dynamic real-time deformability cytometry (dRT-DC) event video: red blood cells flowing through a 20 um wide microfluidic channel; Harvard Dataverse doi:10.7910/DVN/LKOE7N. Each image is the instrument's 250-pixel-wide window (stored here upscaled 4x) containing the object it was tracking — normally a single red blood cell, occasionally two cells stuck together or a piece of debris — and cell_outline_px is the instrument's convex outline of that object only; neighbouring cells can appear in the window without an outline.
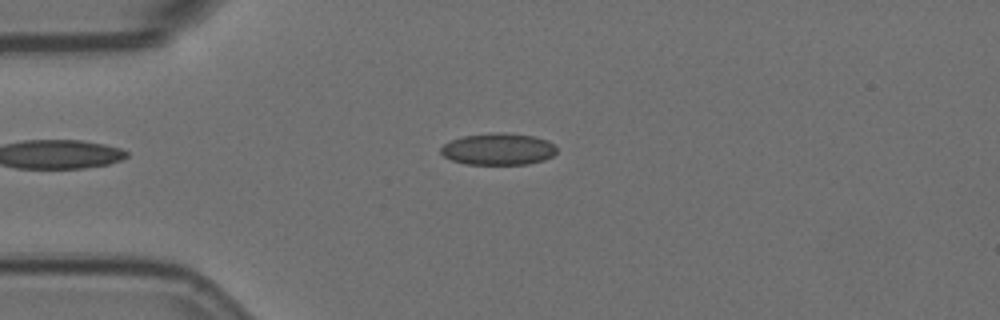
{"species": "Egyptian fruit bat (a non-hibernating species)", "species_latin": "Rousettus aegyptiacus", "temperature_condition": "room temperature", "stored_images_in_passage": 5, "camera_frame_rate_fps": 3000, "um_per_image_px": 0.085, "animal": {"sex": "female"}, "frame": {"image": 1, "passage_image": 2, "time_ms": 0.333, "image_size_px": [1000, 320], "cell_outline_px": [[556, 152], [552, 156], [544, 160], [528, 164], [464, 164], [452, 160], [444, 156], [440, 152], [440, 148], [444, 144], [452, 140], [464, 136], [532, 136], [548, 140], [556, 144]], "centroid_in_image_um": [42.37, 12.74], "position_along_channel_um": 42.6, "area_um2": 20.4}}
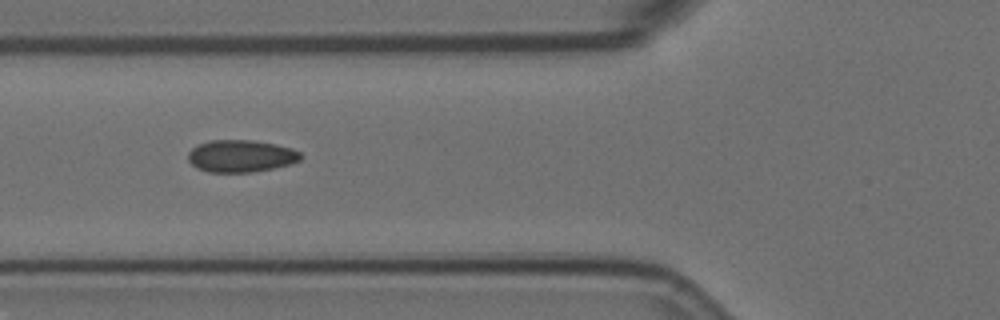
{"frame": {"image": 2, "passage_image": 4, "time_ms": 1.0, "image_size_px": [1000, 320], "cell_outline_px": [[304, 156], [300, 160], [292, 164], [252, 172], [208, 172], [196, 168], [188, 160], [188, 152], [192, 148], [208, 140], [256, 140], [276, 144], [292, 148], [300, 152]], "centroid_in_image_um": [20.5, 13.26], "position_along_channel_um": 105.3, "area_um2": 21.33}}
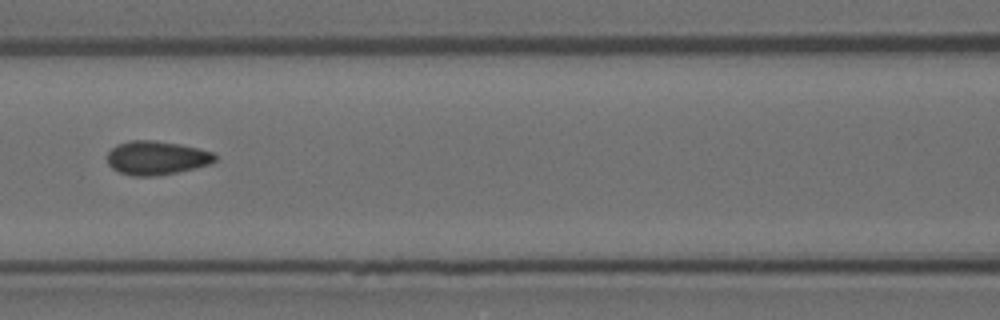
{"frame": {"image": 3, "passage_image": 5, "time_ms": 1.333, "image_size_px": [1000, 320], "cell_outline_px": [[216, 160], [208, 164], [196, 168], [156, 176], [132, 176], [120, 172], [112, 168], [108, 164], [108, 152], [112, 148], [120, 144], [132, 140], [156, 140], [180, 144], [212, 152], [216, 156]], "centroid_in_image_um": [13.3, 13.42], "position_along_channel_um": 153.3, "area_um2": 21.04}}